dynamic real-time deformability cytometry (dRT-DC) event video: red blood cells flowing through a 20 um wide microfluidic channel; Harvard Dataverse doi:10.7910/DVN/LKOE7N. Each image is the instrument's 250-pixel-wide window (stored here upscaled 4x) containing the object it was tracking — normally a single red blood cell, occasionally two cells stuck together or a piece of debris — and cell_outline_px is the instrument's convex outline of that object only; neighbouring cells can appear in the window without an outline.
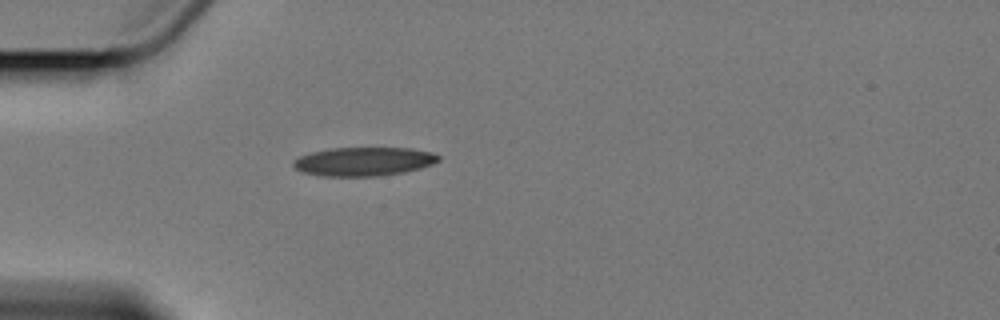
{"species": "Egyptian fruit bat (a non-hibernating species)", "species_latin": "Rousettus aegyptiacus", "temperature_condition": "cold", "stored_images_in_passage": 1, "camera_frame_rate_fps": 3000, "um_per_image_px": 0.085, "animal": {"sex": "female"}, "frame": {"image": 1, "passage_image": 1, "time_ms": 0.0, "image_size_px": [1000, 320], "cell_outline_px": [[440, 160], [432, 164], [420, 168], [404, 172], [376, 176], [324, 176], [304, 172], [296, 168], [292, 164], [292, 160], [300, 156], [312, 152], [332, 148], [412, 148], [432, 152], [440, 156]], "centroid_in_image_um": [30.94, 13.72], "position_along_channel_um": 54.1, "area_um2": 24.22}}